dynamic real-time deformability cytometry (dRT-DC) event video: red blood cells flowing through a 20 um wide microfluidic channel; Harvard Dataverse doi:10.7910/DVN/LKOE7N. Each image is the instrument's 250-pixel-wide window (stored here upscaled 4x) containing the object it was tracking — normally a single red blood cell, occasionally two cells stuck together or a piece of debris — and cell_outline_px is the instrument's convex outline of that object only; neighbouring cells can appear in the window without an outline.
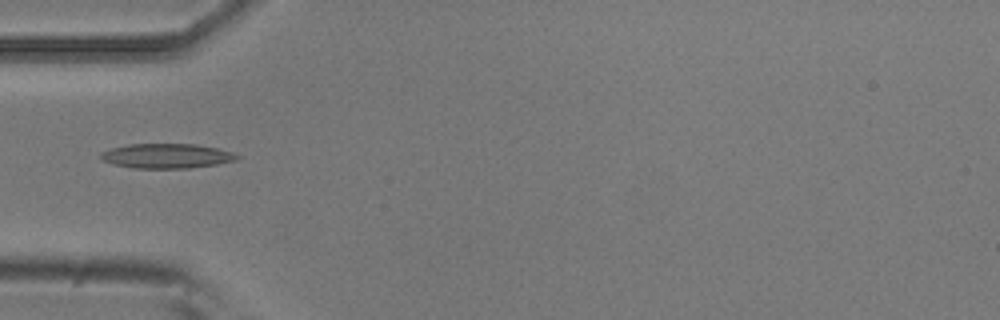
{"species": "common noctule bat (a hibernating species)", "species_latin": "Nyctalus noctula", "temperature_condition": "room temperature", "stored_images_in_passage": 3, "camera_frame_rate_fps": 3000, "um_per_image_px": 0.085, "animal": {"sex": "male", "body_mass_g": 20.5, "forearm_length_mm": 52.5}, "frame": {"image": 1, "passage_image": 3, "time_ms": 0.667, "image_size_px": [1000, 320], "cell_outline_px": [[240, 156], [236, 160], [216, 164], [188, 168], [132, 168], [112, 164], [100, 160], [100, 152], [112, 148], [128, 144], [196, 144], [216, 148], [232, 152]], "centroid_in_image_um": [14.11, 13.25], "position_along_channel_um": 70.9, "area_um2": 19.59}}